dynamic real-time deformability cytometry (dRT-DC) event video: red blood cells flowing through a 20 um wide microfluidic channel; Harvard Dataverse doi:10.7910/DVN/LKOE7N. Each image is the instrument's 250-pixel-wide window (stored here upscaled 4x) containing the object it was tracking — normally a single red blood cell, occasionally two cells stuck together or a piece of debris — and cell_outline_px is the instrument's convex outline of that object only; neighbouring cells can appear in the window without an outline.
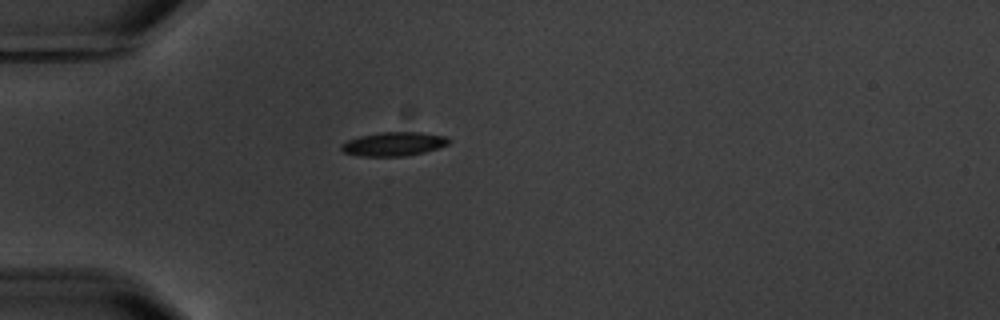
{"species": "common noctule bat (a hibernating species)", "species_latin": "Nyctalus noctula", "temperature_condition": "warm", "stored_images_in_passage": 2, "camera_frame_rate_fps": 3000, "um_per_image_px": 0.085, "animal": {"sex": "male", "body_mass_g": 20.1, "forearm_length_mm": 53.5}, "frame": {"image": 1, "passage_image": 1, "time_ms": 0.0, "image_size_px": [1000, 320], "cell_outline_px": [[452, 140], [448, 144], [424, 152], [404, 156], [360, 156], [344, 152], [340, 148], [340, 144], [348, 140], [360, 136], [380, 132], [420, 132], [448, 136]], "centroid_in_image_um": [33.48, 12.23], "position_along_channel_um": 51.5, "area_um2": 14.97}}